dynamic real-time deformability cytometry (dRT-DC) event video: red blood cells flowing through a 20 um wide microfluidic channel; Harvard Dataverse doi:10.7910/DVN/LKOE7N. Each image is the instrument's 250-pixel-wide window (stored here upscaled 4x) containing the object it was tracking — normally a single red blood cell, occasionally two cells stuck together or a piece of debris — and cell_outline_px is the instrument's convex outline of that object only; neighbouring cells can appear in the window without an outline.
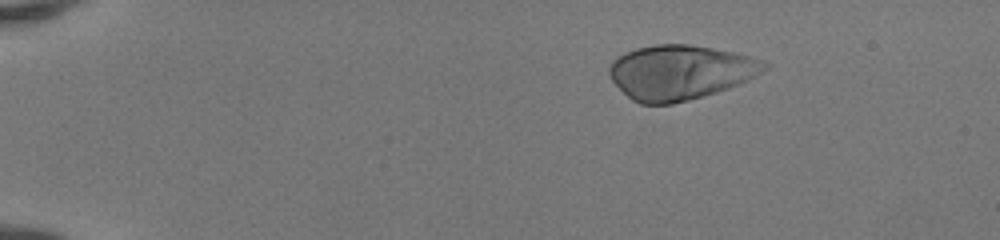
{"species": "human", "species_latin": "Homo sapiens", "temperature_condition": "room temperature", "stored_images_in_passage": 46, "camera_frame_rate_fps": 3000, "um_per_image_px": 0.085, "donor": {"sex": "female"}, "frame": {"image": 1, "passage_image": 4, "time_ms": 1.0, "image_size_px": [1000, 240], "cell_outline_px": [[772, 64], [768, 68], [756, 76], [728, 88], [716, 92], [688, 100], [672, 104], [640, 104], [632, 100], [612, 80], [608, 72], [608, 68], [612, 60], [616, 56], [624, 52], [636, 48], [656, 44], [688, 44], [712, 48], [732, 52], [748, 56]], "centroid_in_image_um": [57.79, 6.13], "position_along_channel_um": 27.2, "area_um2": 49.25}}
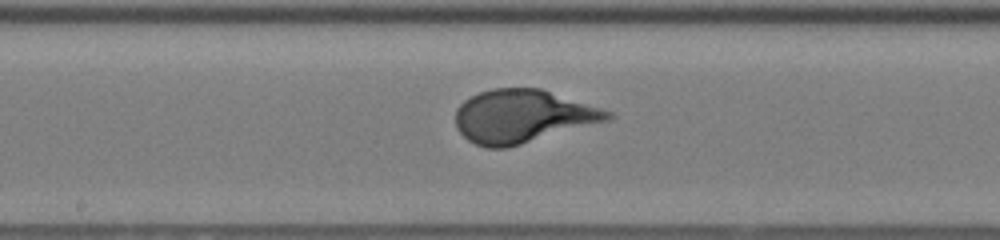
{"frame": {"image": 2, "passage_image": 24, "time_ms": 7.667, "image_size_px": [1000, 240], "cell_outline_px": [[616, 116], [608, 120], [508, 148], [488, 148], [476, 144], [468, 140], [456, 128], [456, 108], [464, 100], [480, 92], [492, 88], [540, 88], [612, 112]], "centroid_in_image_um": [44.39, 9.89], "position_along_channel_um": 203.8, "area_um2": 46.76}}
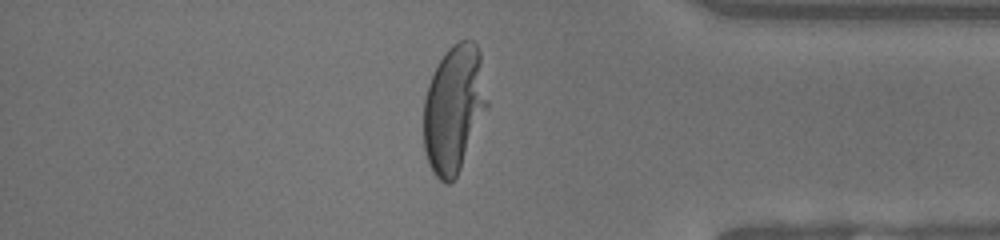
{"frame": {"image": 3, "passage_image": 39, "time_ms": 12.667, "image_size_px": [1000, 240], "cell_outline_px": [[488, 104], [460, 168], [456, 176], [448, 184], [440, 180], [432, 172], [428, 164], [424, 152], [424, 100], [428, 84], [444, 52], [452, 44], [460, 40], [472, 40], [476, 44], [480, 52]], "centroid_in_image_um": [38.56, 9.22], "position_along_channel_um": 396.6, "area_um2": 46.7}, "authors_computed_cell_mechanics": {"area_um2": 46.4423, "velocity_mm_per_s": 4.1743, "shape_relaxation_time_tau1_ms": 3.6642, "shape_relaxation_time_tau2_ms": null, "deformation_change_tau1": 0.2433, "deformation_change_tau2": null}}